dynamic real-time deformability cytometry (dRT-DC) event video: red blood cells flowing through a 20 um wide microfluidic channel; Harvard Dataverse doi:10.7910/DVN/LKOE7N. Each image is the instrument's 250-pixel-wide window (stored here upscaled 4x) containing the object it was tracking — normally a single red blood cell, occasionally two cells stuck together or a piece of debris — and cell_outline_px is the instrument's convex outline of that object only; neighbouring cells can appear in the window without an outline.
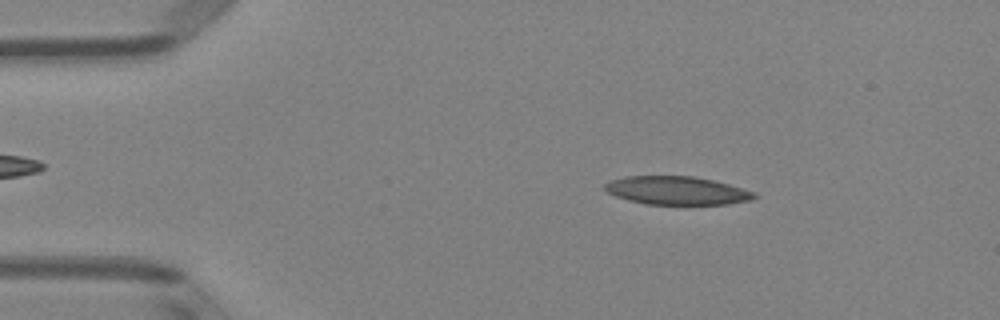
{"species": "Egyptian fruit bat (a non-hibernating species)", "species_latin": "Rousettus aegyptiacus", "temperature_condition": "room temperature", "stored_images_in_passage": 49, "camera_frame_rate_fps": 3000, "um_per_image_px": 0.085, "animal": {"sex": "female"}, "frame": {"image": 1, "passage_image": 7, "time_ms": 2.0, "image_size_px": [1000, 320], "cell_outline_px": [[756, 196], [752, 200], [728, 204], [644, 204], [628, 200], [616, 196], [608, 192], [604, 188], [604, 184], [612, 180], [624, 176], [696, 176], [728, 184], [756, 192]], "centroid_in_image_um": [57.53, 16.19], "position_along_channel_um": 27.5, "area_um2": 24.62}}
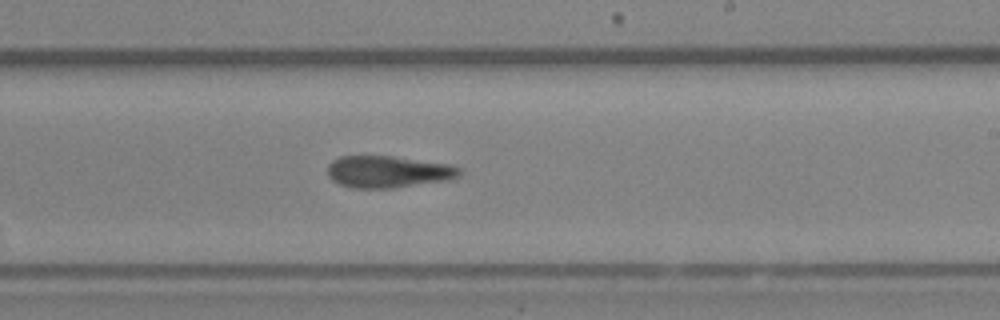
{"frame": {"image": 2, "passage_image": 29, "time_ms": 9.333, "image_size_px": [1000, 320], "cell_outline_px": [[460, 176], [448, 180], [396, 188], [352, 188], [340, 184], [332, 180], [328, 176], [328, 164], [332, 160], [340, 156], [392, 156], [448, 164], [460, 168]], "centroid_in_image_um": [32.97, 14.6], "position_along_channel_um": 256.0, "area_um2": 24.57}}
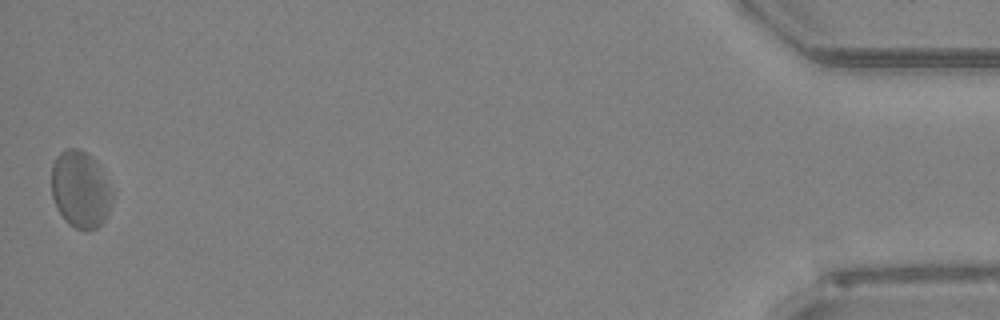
{"frame": {"image": 3, "passage_image": 49, "time_ms": 16.0, "image_size_px": [1000, 320], "cell_outline_px": [[112, 200], [108, 212], [104, 220], [96, 228], [88, 232], [76, 228], [68, 224], [64, 220], [56, 208], [52, 196], [52, 164], [56, 156], [64, 148], [76, 148], [92, 156], [100, 164], [112, 188]], "centroid_in_image_um": [6.84, 16.1], "position_along_channel_um": 428.4, "area_um2": 27.74}, "authors_computed_cell_mechanics": {"area_um2": 25.6054, "velocity_mm_per_s": 3.9647, "shape_relaxation_time_tau1_ms": null, "shape_relaxation_time_tau2_ms": 6.8837, "deformation_change_tau1": null, "deformation_change_tau2": 0.1661}}